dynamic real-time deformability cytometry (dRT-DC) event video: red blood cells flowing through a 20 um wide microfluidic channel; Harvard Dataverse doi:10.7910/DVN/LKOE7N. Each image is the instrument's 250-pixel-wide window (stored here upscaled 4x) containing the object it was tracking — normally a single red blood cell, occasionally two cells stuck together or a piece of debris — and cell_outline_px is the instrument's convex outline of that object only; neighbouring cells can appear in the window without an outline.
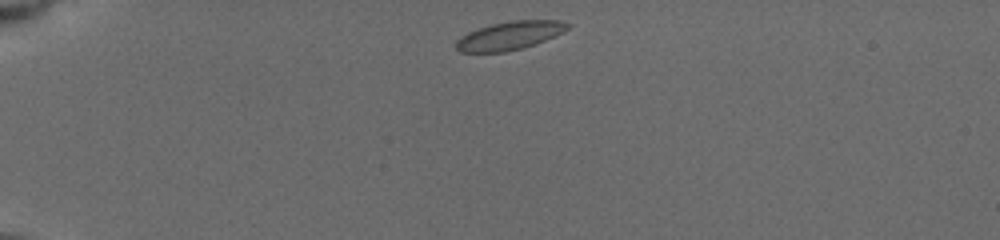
{"species": "common noctule bat (a hibernating species)", "species_latin": "Nyctalus noctula", "temperature_condition": "cold", "stored_images_in_passage": 25, "camera_frame_rate_fps": 3000, "um_per_image_px": 0.085, "animal": {"sex": "female", "body_mass_g": 19.5, "forearm_length_mm": 54.1}, "frame": {"image": 1, "passage_image": 1, "time_ms": 0.0, "image_size_px": [1000, 240], "cell_outline_px": [[572, 24], [564, 32], [544, 40], [520, 48], [504, 52], [460, 52], [456, 48], [456, 40], [460, 36], [468, 32], [492, 24], [512, 20], [560, 20]], "centroid_in_image_um": [43.32, 3.01], "position_along_channel_um": 41.7, "area_um2": 18.26}}
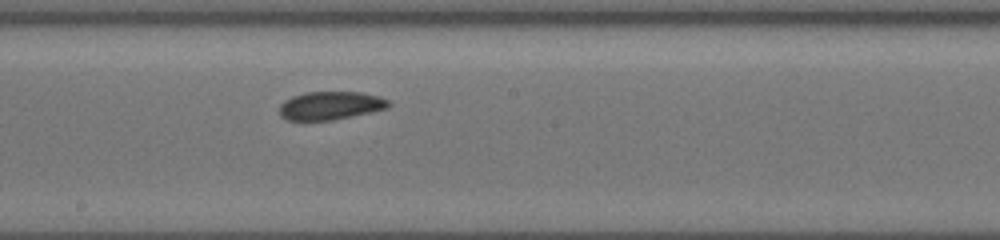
{"frame": {"image": 2, "passage_image": 12, "time_ms": 6.0, "image_size_px": [1000, 240], "cell_outline_px": [[392, 104], [388, 108], [332, 120], [288, 120], [280, 116], [280, 104], [284, 100], [292, 96], [304, 92], [360, 92], [380, 96], [388, 100]], "centroid_in_image_um": [28.08, 8.96], "position_along_channel_um": 220.1, "area_um2": 17.98}}
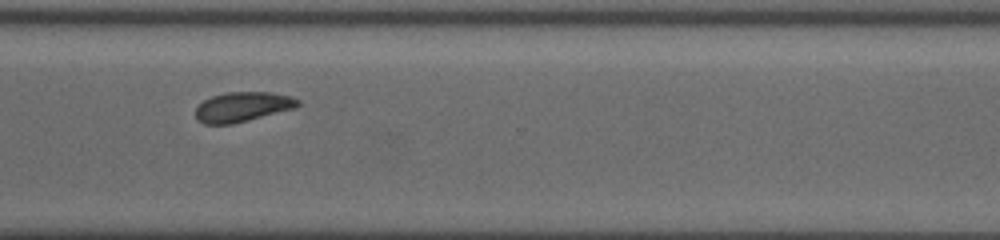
{"frame": {"image": 3, "passage_image": 24, "time_ms": 9.333, "image_size_px": [1000, 240], "cell_outline_px": [[300, 104], [296, 108], [232, 124], [204, 124], [196, 116], [196, 108], [204, 100], [212, 96], [224, 92], [272, 92], [292, 96], [300, 100]], "centroid_in_image_um": [20.66, 9.07], "position_along_channel_um": 349.9, "area_um2": 17.74}}